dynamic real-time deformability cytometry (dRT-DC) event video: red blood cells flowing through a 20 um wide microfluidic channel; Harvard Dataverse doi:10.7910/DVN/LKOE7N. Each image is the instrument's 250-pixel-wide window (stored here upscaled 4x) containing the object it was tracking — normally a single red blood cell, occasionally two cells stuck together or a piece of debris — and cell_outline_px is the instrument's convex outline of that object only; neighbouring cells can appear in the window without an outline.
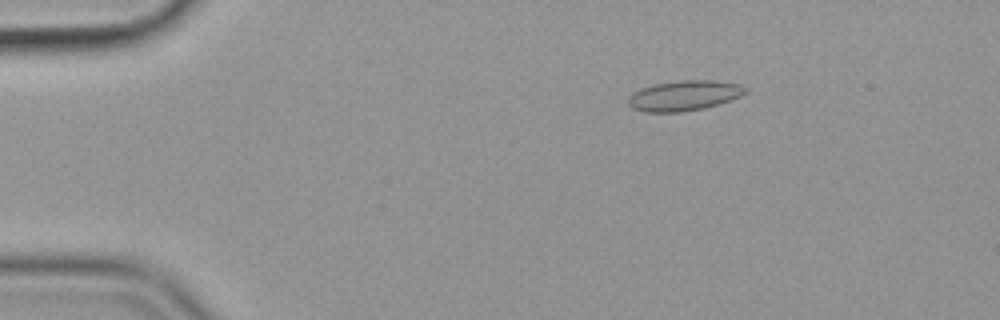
{"species": "common noctule bat (a hibernating species)", "species_latin": "Nyctalus noctula", "temperature_condition": "cold", "stored_images_in_passage": 57, "camera_frame_rate_fps": 3000, "um_per_image_px": 0.085, "animal": {"sex": "female", "body_mass_g": 19.9}, "frame": {"image": 1, "passage_image": 10, "time_ms": 3.0, "image_size_px": [1000, 320], "cell_outline_px": [[748, 92], [740, 96], [704, 108], [680, 112], [644, 112], [632, 108], [628, 104], [628, 96], [632, 92], [652, 84], [676, 80], [716, 80], [740, 84], [748, 88]], "centroid_in_image_um": [58.13, 8.11], "position_along_channel_um": 26.9, "area_um2": 20.81}}
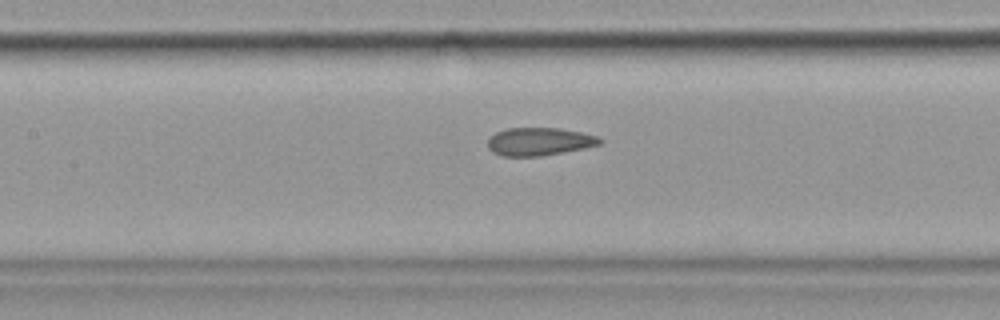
{"frame": {"image": 2, "passage_image": 27, "time_ms": 8.667, "image_size_px": [1000, 320], "cell_outline_px": [[604, 140], [600, 144], [584, 148], [540, 156], [500, 156], [492, 152], [488, 148], [488, 136], [496, 132], [508, 128], [560, 128], [580, 132], [596, 136]], "centroid_in_image_um": [45.79, 12.03], "position_along_channel_um": 161.6, "area_um2": 18.26}}
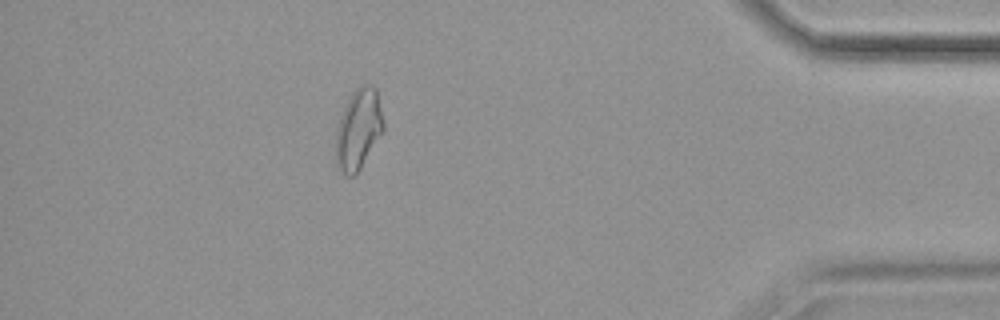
{"frame": {"image": 3, "passage_image": 51, "time_ms": 16.667, "image_size_px": [1000, 320], "cell_outline_px": [[384, 132], [356, 176], [344, 176], [336, 168], [336, 128], [340, 116], [348, 96], [356, 88], [364, 84], [372, 84], [376, 88], [384, 124]], "centroid_in_image_um": [30.46, 11.02], "position_along_channel_um": 404.7, "area_um2": 22.95}, "authors_computed_cell_mechanics": {"area_um2": 19.7098, "velocity_mm_per_s": 3.5681, "shape_relaxation_time_tau1_ms": null, "shape_relaxation_time_tau2_ms": 1.8621, "deformation_change_tau1": null, "deformation_change_tau2": 0.0851}}